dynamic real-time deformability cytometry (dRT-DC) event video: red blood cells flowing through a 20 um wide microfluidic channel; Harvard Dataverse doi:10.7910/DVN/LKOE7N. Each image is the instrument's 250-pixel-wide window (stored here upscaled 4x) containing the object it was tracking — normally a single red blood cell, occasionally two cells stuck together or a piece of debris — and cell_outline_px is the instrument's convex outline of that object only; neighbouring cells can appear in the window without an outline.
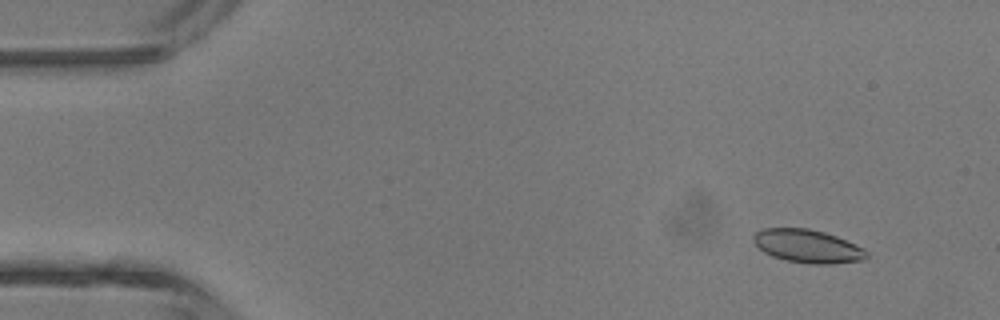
{"species": "common noctule bat (a hibernating species)", "species_latin": "Nyctalus noctula", "temperature_condition": "room temperature", "stored_images_in_passage": 6, "camera_frame_rate_fps": 3000, "um_per_image_px": 0.085, "animal": {"sex": "male", "body_mass_g": 13.3}, "frame": {"image": 1, "passage_image": 2, "time_ms": 1.333, "image_size_px": [1000, 320], "cell_outline_px": [[868, 256], [864, 260], [832, 264], [808, 264], [788, 260], [772, 256], [764, 252], [752, 240], [752, 236], [756, 232], [764, 228], [808, 228], [824, 232], [836, 236], [864, 248], [868, 252]], "centroid_in_image_um": [68.66, 20.93], "position_along_channel_um": 16.3, "area_um2": 21.91}}
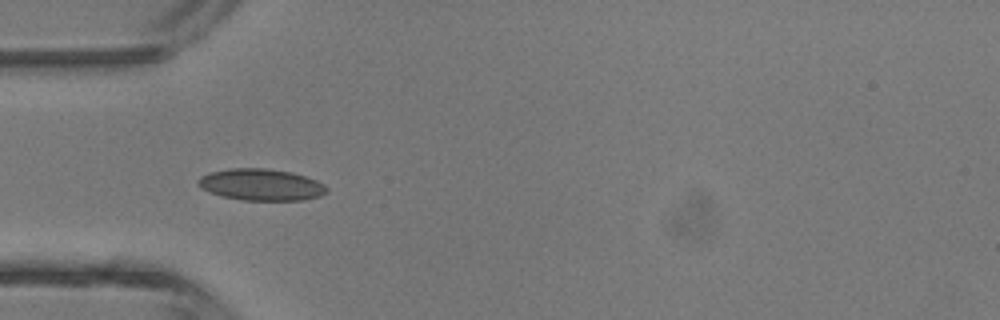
{"frame": {"image": 2, "passage_image": 5, "time_ms": 4.667, "image_size_px": [1000, 320], "cell_outline_px": [[328, 192], [320, 196], [304, 200], [240, 200], [220, 196], [208, 192], [200, 188], [196, 184], [196, 180], [200, 176], [208, 172], [228, 168], [264, 168], [292, 172], [316, 180], [324, 184], [328, 188]], "centroid_in_image_um": [22.14, 15.7], "position_along_channel_um": 62.9, "area_um2": 24.1}}
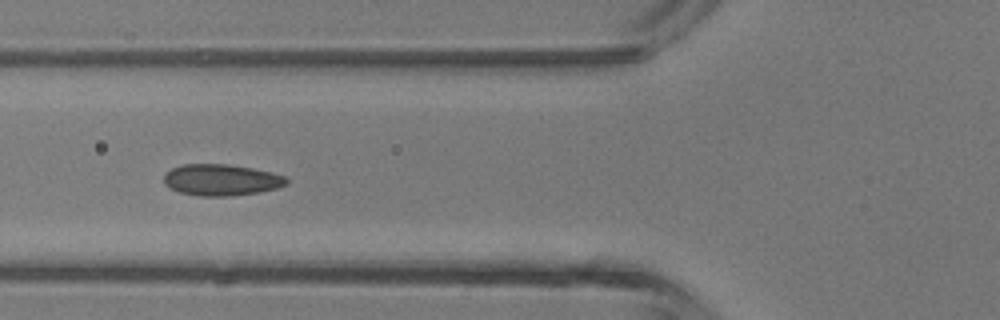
{"frame": {"image": 3, "passage_image": 6, "time_ms": 5.667, "image_size_px": [1000, 320], "cell_outline_px": [[288, 184], [276, 188], [260, 192], [232, 196], [200, 196], [180, 192], [164, 184], [164, 176], [172, 168], [184, 164], [228, 164], [252, 168], [284, 176], [288, 180]], "centroid_in_image_um": [18.81, 15.3], "position_along_channel_um": 107.0, "area_um2": 22.25}}